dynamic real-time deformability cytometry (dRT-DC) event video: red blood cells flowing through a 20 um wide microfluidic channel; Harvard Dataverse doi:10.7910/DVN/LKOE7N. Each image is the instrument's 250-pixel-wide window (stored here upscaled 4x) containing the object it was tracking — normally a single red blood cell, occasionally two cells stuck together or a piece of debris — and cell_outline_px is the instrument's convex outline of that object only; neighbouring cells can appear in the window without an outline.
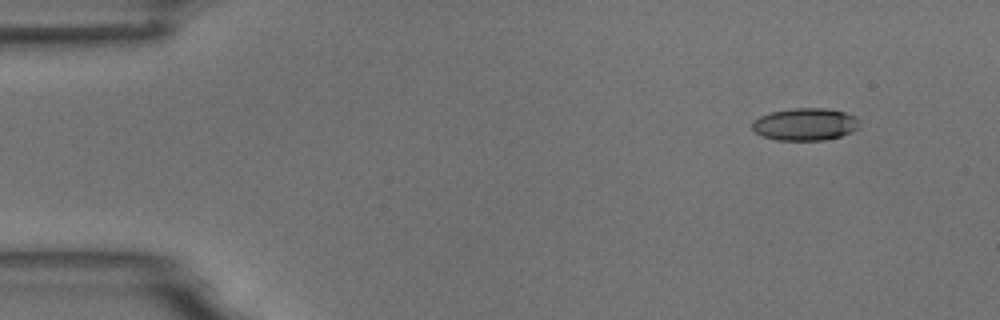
{"species": "common noctule bat (a hibernating species)", "species_latin": "Nyctalus noctula", "temperature_condition": "room temperature", "stored_images_in_passage": 5, "camera_frame_rate_fps": 3000, "um_per_image_px": 0.085, "animal": {"sex": "male", "body_mass_g": 18.8}, "frame": {"image": 1, "passage_image": 1, "time_ms": 0.0, "image_size_px": [1000, 320], "cell_outline_px": [[860, 128], [852, 132], [840, 136], [824, 140], [776, 140], [764, 136], [756, 132], [752, 128], [752, 120], [760, 116], [772, 112], [792, 108], [824, 108], [844, 112], [856, 116], [860, 120]], "centroid_in_image_um": [68.48, 10.56], "position_along_channel_um": 16.5, "area_um2": 20.35}}
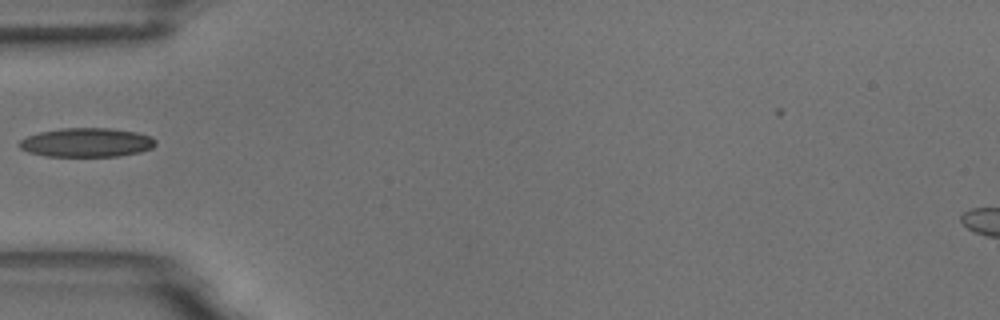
{"frame": {"image": 2, "passage_image": 4, "time_ms": 4.333, "image_size_px": [1000, 320], "cell_outline_px": [[156, 144], [152, 148], [140, 152], [120, 156], [44, 156], [28, 152], [20, 148], [16, 144], [20, 140], [28, 136], [40, 132], [60, 128], [108, 128], [136, 132], [152, 136], [156, 140]], "centroid_in_image_um": [7.36, 12.11], "position_along_channel_um": 77.6, "area_um2": 23.18}}